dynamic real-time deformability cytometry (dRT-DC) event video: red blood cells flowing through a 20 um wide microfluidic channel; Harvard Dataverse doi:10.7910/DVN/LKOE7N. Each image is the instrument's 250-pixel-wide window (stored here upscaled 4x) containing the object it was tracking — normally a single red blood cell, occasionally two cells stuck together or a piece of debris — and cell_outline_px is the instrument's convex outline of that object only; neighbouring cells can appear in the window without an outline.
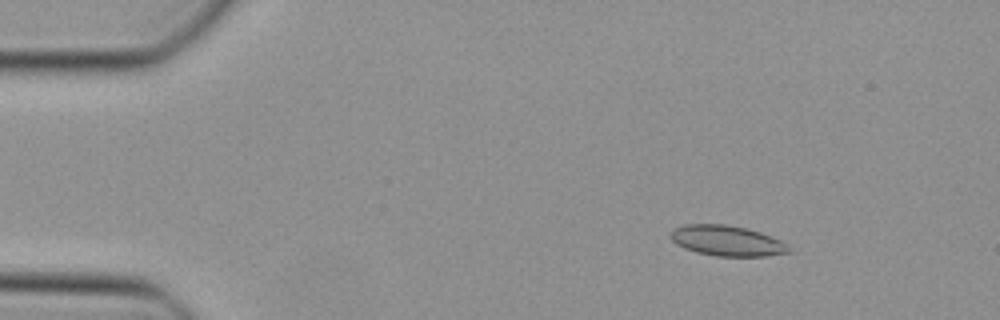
{"species": "Egyptian fruit bat (a non-hibernating species)", "species_latin": "Rousettus aegyptiacus", "temperature_condition": "cold", "stored_images_in_passage": 47, "camera_frame_rate_fps": 3000, "um_per_image_px": 0.085, "animal": {"sex": "female"}, "frame": {"image": 1, "passage_image": 7, "time_ms": 2.0, "image_size_px": [1000, 320], "cell_outline_px": [[792, 252], [768, 256], [716, 256], [696, 252], [684, 248], [676, 244], [668, 236], [672, 228], [684, 224], [724, 224], [748, 228], [772, 236], [788, 244]], "centroid_in_image_um": [61.78, 20.46], "position_along_channel_um": 23.2, "area_um2": 21.33}}
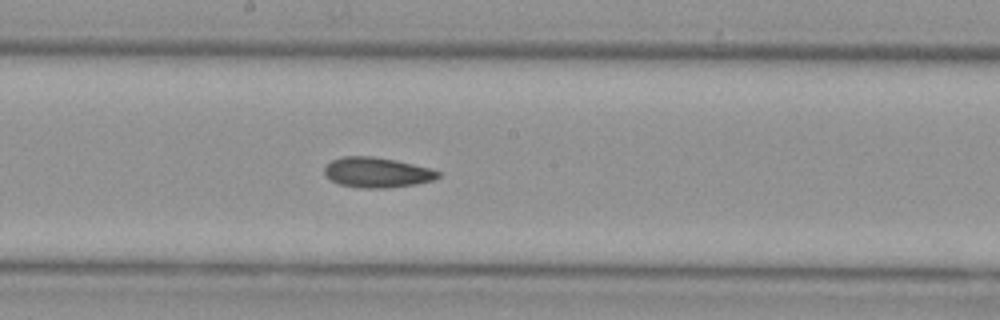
{"frame": {"image": 2, "passage_image": 26, "time_ms": 8.333, "image_size_px": [1000, 320], "cell_outline_px": [[440, 176], [432, 180], [416, 184], [388, 188], [360, 188], [340, 184], [332, 180], [324, 172], [324, 168], [332, 160], [344, 156], [372, 156], [396, 160], [428, 168], [440, 172]], "centroid_in_image_um": [32.04, 14.66], "position_along_channel_um": 216.2, "area_um2": 19.77}}
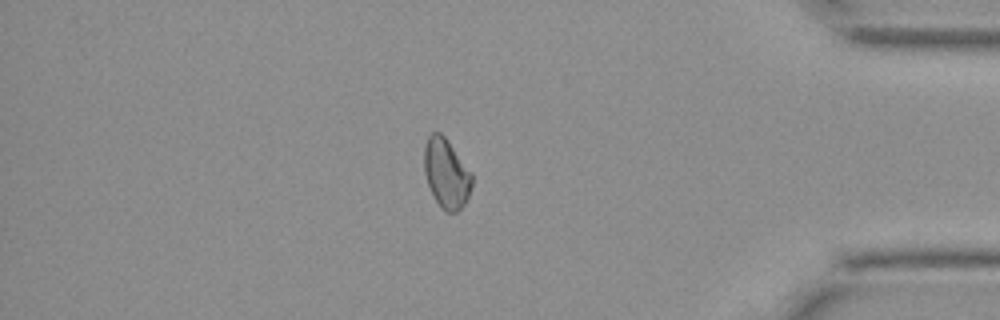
{"frame": {"image": 3, "passage_image": 41, "time_ms": 13.333, "image_size_px": [1000, 320], "cell_outline_px": [[472, 188], [464, 204], [456, 212], [444, 212], [440, 208], [428, 184], [424, 172], [424, 148], [428, 136], [432, 132], [440, 132], [444, 136], [472, 172]], "centroid_in_image_um": [37.94, 14.74], "position_along_channel_um": 397.3, "area_um2": 19.31}}